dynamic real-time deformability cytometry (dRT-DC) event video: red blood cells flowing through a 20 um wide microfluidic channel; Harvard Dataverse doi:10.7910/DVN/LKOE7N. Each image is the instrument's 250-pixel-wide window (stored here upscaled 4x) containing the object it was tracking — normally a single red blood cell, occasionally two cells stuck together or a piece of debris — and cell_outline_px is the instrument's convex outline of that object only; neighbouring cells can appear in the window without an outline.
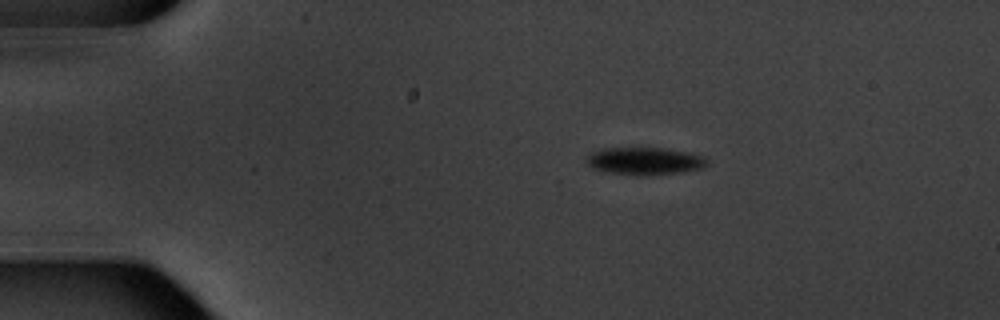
{"species": "common noctule bat (a hibernating species)", "species_latin": "Nyctalus noctula", "temperature_condition": "warm", "stored_images_in_passage": 4, "camera_frame_rate_fps": 3000, "um_per_image_px": 0.085, "animal": {"sex": "male", "body_mass_g": 20.1, "forearm_length_mm": 53.5}, "frame": {"image": 1, "passage_image": 3, "time_ms": 2.0, "image_size_px": [1000, 320], "cell_outline_px": [[708, 164], [704, 168], [680, 172], [612, 172], [592, 168], [588, 164], [588, 156], [592, 152], [604, 148], [660, 148], [688, 152], [704, 156], [708, 160]], "centroid_in_image_um": [54.86, 13.63], "position_along_channel_um": 30.1, "area_um2": 18.09}}